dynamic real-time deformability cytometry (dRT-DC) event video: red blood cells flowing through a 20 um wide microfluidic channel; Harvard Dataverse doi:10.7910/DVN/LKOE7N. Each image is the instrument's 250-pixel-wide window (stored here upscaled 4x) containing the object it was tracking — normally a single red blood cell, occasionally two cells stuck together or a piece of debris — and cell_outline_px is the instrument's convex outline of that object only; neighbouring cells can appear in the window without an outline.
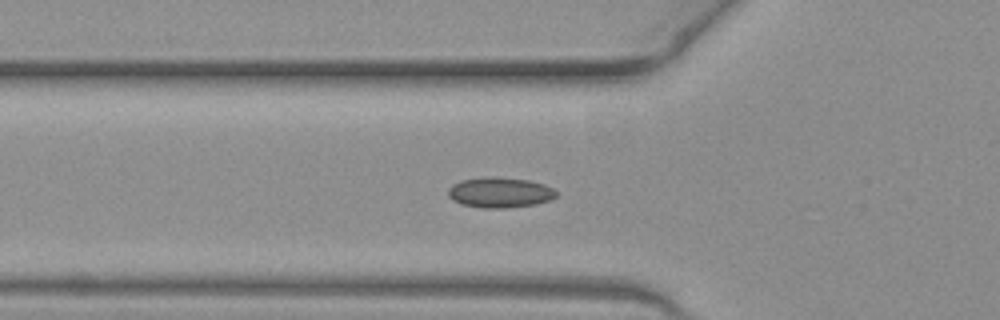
{"species": "common noctule bat (a hibernating species)", "species_latin": "Nyctalus noctula", "temperature_condition": "warm", "stored_images_in_passage": 29, "camera_frame_rate_fps": 3000, "um_per_image_px": 0.085, "animal": {"sex": "female", "body_mass_g": 19.3, "forearm_length_mm": 54.1}, "frame": {"image": 1, "passage_image": 14, "time_ms": 4.333, "image_size_px": [1000, 320], "cell_outline_px": [[556, 196], [552, 200], [536, 204], [508, 208], [480, 208], [460, 204], [452, 200], [448, 196], [448, 188], [452, 184], [460, 180], [528, 180], [544, 184], [552, 188], [556, 192]], "centroid_in_image_um": [42.49, 16.43], "position_along_channel_um": 83.3, "area_um2": 18.38}}
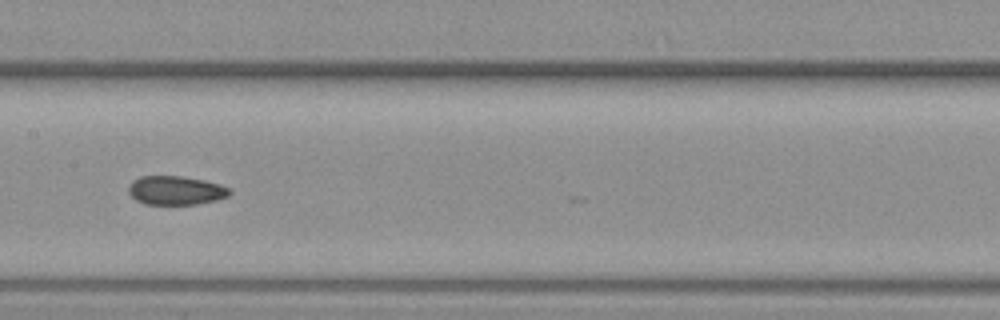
{"frame": {"image": 2, "passage_image": 22, "time_ms": 7.0, "image_size_px": [1000, 320], "cell_outline_px": [[232, 192], [228, 196], [216, 200], [196, 204], [144, 204], [136, 200], [128, 192], [128, 188], [132, 180], [140, 176], [180, 176], [204, 180], [220, 184], [228, 188]], "centroid_in_image_um": [14.92, 16.18], "position_along_channel_um": 192.5, "area_um2": 16.99}}
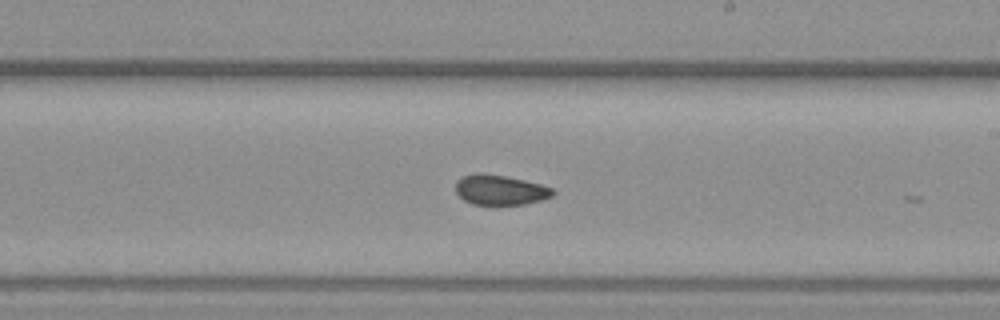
{"frame": {"image": 3, "passage_image": 26, "time_ms": 8.333, "image_size_px": [1000, 320], "cell_outline_px": [[556, 192], [552, 196], [540, 200], [524, 204], [496, 208], [492, 208], [472, 204], [464, 200], [456, 192], [456, 180], [464, 176], [476, 172], [480, 172], [504, 176], [524, 180], [540, 184], [552, 188]], "centroid_in_image_um": [42.48, 16.19], "position_along_channel_um": 246.5, "area_um2": 17.69}}